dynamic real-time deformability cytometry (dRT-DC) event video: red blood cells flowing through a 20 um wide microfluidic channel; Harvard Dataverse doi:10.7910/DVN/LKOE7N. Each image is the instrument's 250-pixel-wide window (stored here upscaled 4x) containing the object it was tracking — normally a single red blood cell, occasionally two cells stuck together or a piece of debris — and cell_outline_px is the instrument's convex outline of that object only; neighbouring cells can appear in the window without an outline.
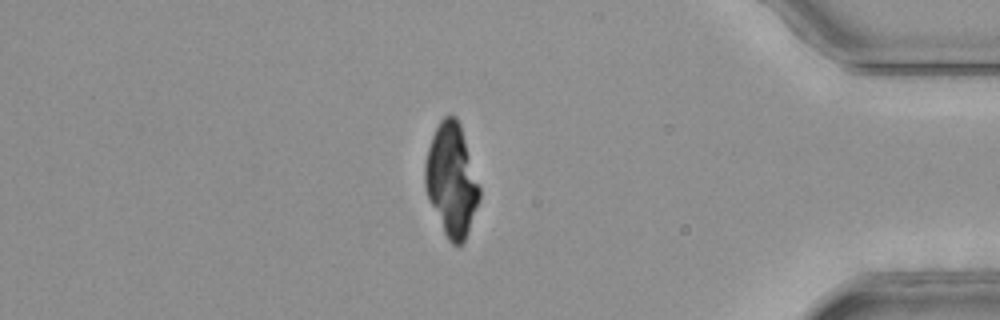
{"species": "common noctule bat (a hibernating species)", "species_latin": "Nyctalus noctula", "temperature_condition": "room temperature", "stored_images_in_passage": 38, "camera_frame_rate_fps": 3000, "um_per_image_px": 0.085, "animal": {"sex": "female", "body_mass_g": 25.1}, "frame": {"image": 1, "passage_image": 30, "time_ms": 9.667, "image_size_px": [1000, 320], "cell_outline_px": [[480, 200], [464, 240], [460, 244], [452, 244], [448, 240], [444, 232], [428, 196], [424, 184], [424, 164], [428, 148], [432, 136], [440, 120], [444, 116], [456, 116], [460, 124], [480, 188]], "centroid_in_image_um": [38.37, 15.28], "position_along_channel_um": 396.8, "area_um2": 35.08}}
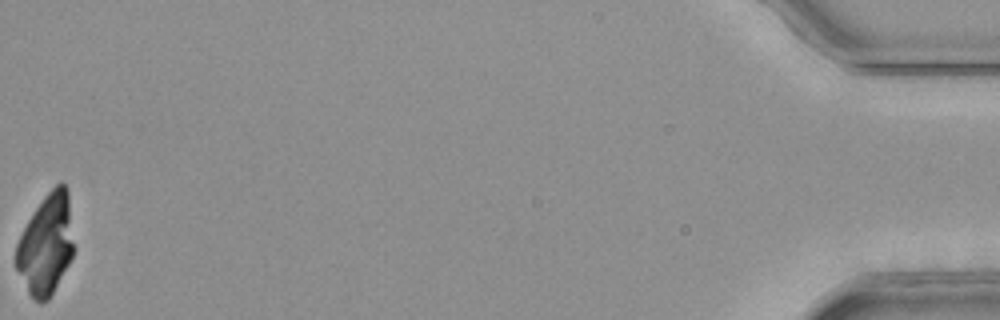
{"frame": {"image": 2, "passage_image": 38, "time_ms": 12.333, "image_size_px": [1000, 320], "cell_outline_px": [[72, 256], [68, 264], [48, 300], [40, 304], [28, 292], [12, 260], [12, 256], [16, 244], [28, 220], [44, 196], [60, 180], [68, 188], [72, 244]], "centroid_in_image_um": [3.86, 20.78], "position_along_channel_um": 431.3, "area_um2": 33.47}}